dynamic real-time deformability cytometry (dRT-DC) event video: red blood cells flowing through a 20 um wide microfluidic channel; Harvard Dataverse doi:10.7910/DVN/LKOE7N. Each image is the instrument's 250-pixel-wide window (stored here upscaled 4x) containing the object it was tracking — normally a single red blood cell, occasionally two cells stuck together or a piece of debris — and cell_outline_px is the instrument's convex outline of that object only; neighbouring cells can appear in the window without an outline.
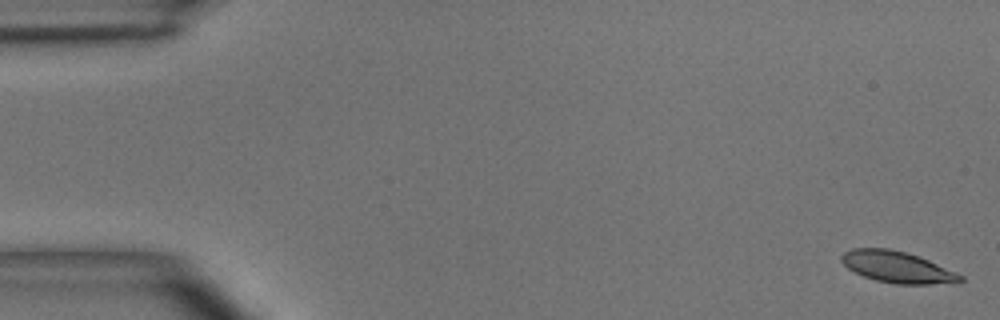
{"species": "common noctule bat (a hibernating species)", "species_latin": "Nyctalus noctula", "temperature_condition": "room temperature", "stored_images_in_passage": 4, "camera_frame_rate_fps": 3000, "um_per_image_px": 0.085, "animal": {"sex": "male", "body_mass_g": 15.6}, "frame": {"image": 1, "passage_image": 1, "time_ms": 0.0, "image_size_px": [1000, 320], "cell_outline_px": [[964, 280], [960, 284], [892, 284], [876, 280], [864, 276], [848, 268], [840, 260], [840, 256], [844, 252], [852, 248], [888, 248], [904, 252], [928, 260], [956, 272], [964, 276]], "centroid_in_image_um": [76.31, 22.72], "position_along_channel_um": 8.7, "area_um2": 21.85}}
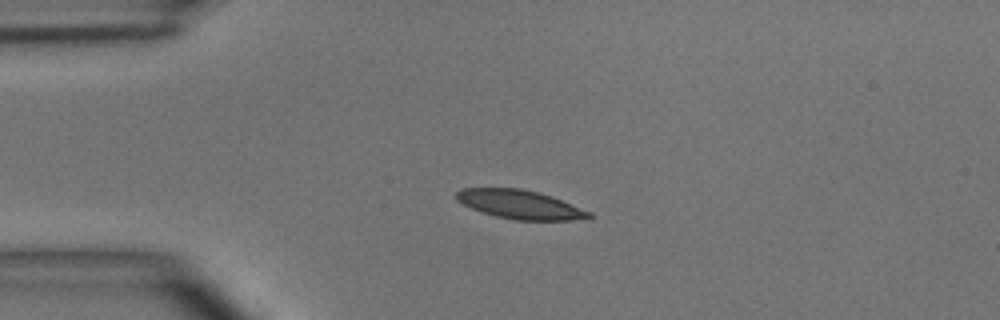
{"frame": {"image": 2, "passage_image": 4, "time_ms": 3.667, "image_size_px": [1000, 320], "cell_outline_px": [[592, 216], [572, 220], [512, 220], [480, 212], [456, 200], [456, 192], [464, 188], [520, 188], [540, 192], [552, 196], [592, 212]], "centroid_in_image_um": [44.19, 17.38], "position_along_channel_um": 40.8, "area_um2": 22.25}}